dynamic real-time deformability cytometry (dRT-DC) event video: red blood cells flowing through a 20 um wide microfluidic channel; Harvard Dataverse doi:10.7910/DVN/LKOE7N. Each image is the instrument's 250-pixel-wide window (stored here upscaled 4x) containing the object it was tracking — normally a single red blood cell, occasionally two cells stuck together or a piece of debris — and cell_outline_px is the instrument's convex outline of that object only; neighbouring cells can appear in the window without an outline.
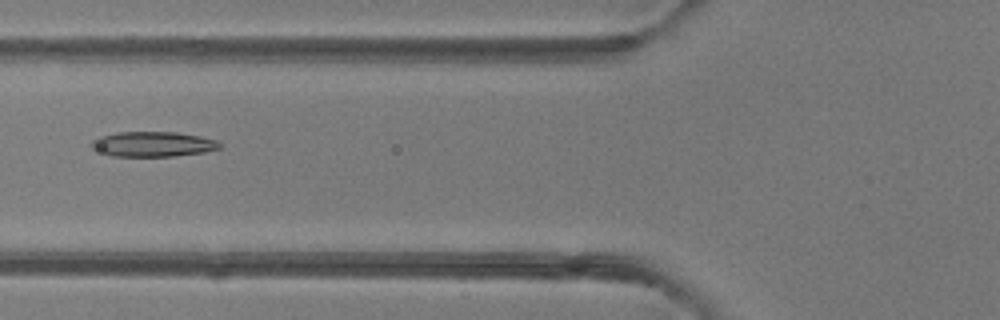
{"species": "common noctule bat (a hibernating species)", "species_latin": "Nyctalus noctula", "temperature_condition": "room temperature", "stored_images_in_passage": 6, "camera_frame_rate_fps": 3000, "um_per_image_px": 0.085, "animal": {"sex": "female"}, "frame": {"image": 1, "passage_image": 5, "time_ms": 4.667, "image_size_px": [1000, 320], "cell_outline_px": [[224, 144], [220, 148], [204, 152], [172, 156], [112, 156], [92, 148], [88, 144], [92, 140], [100, 136], [116, 132], [176, 132], [200, 136], [216, 140]], "centroid_in_image_um": [13.0, 12.24], "position_along_channel_um": 112.8, "area_um2": 18.79}}
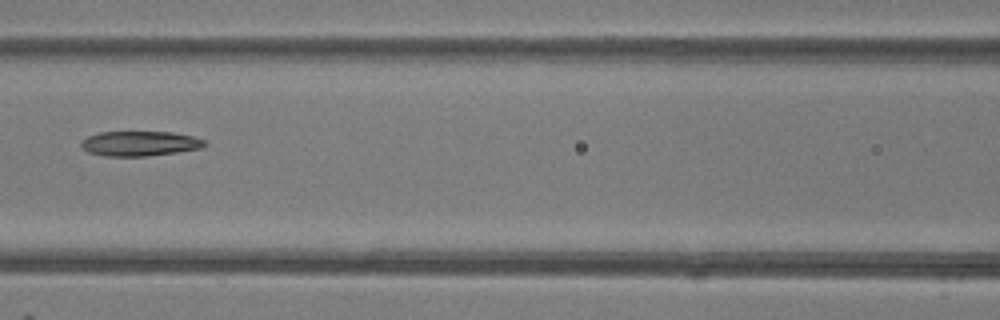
{"frame": {"image": 2, "passage_image": 6, "time_ms": 5.667, "image_size_px": [1000, 320], "cell_outline_px": [[208, 144], [204, 148], [148, 156], [104, 156], [88, 152], [80, 144], [88, 136], [100, 132], [172, 132], [192, 136], [204, 140]], "centroid_in_image_um": [11.92, 12.2], "position_along_channel_um": 154.7, "area_um2": 17.86}}